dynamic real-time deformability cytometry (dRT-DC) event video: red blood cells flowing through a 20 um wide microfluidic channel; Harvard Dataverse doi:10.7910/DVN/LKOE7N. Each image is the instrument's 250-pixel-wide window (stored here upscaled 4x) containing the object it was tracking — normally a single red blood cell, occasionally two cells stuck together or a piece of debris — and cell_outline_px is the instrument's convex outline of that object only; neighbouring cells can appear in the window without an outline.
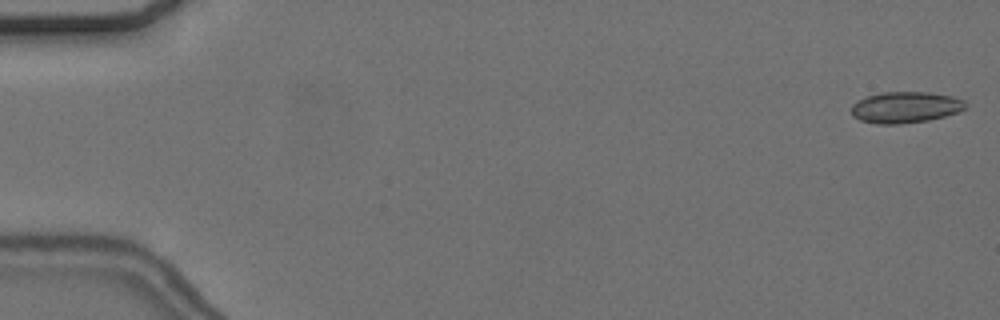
{"species": "common noctule bat (a hibernating species)", "species_latin": "Nyctalus noctula", "temperature_condition": "cold", "stored_images_in_passage": 56, "camera_frame_rate_fps": 3000, "um_per_image_px": 0.085, "animal": {"sex": "female", "body_mass_g": 24.6, "forearm_length_mm": 56.2}, "frame": {"image": 1, "passage_image": 1, "time_ms": 0.0, "image_size_px": [1000, 320], "cell_outline_px": [[968, 104], [960, 112], [928, 120], [900, 124], [876, 124], [860, 120], [852, 116], [852, 104], [856, 100], [868, 96], [884, 92], [928, 92], [952, 96], [964, 100]], "centroid_in_image_um": [76.96, 9.12], "position_along_channel_um": 8.0, "area_um2": 20.87}}
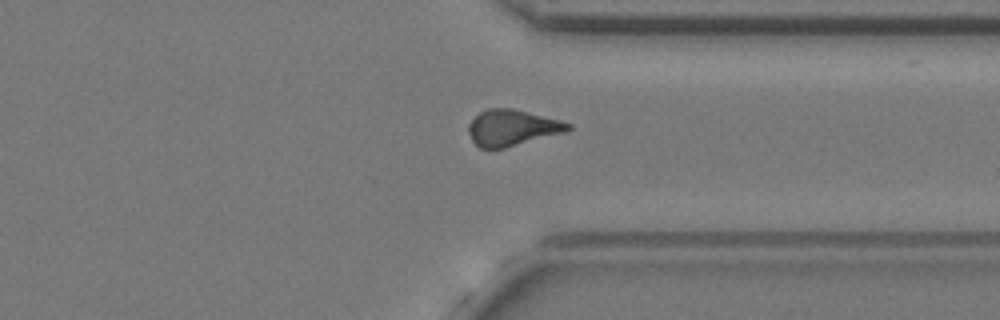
{"frame": {"image": 2, "passage_image": 43, "time_ms": 14.0, "image_size_px": [1000, 320], "cell_outline_px": [[572, 128], [564, 132], [504, 148], [480, 148], [472, 140], [468, 132], [468, 124], [480, 112], [488, 108], [512, 108], [560, 120], [572, 124]], "centroid_in_image_um": [43.52, 10.85], "position_along_channel_um": 367.9, "area_um2": 20.69}}
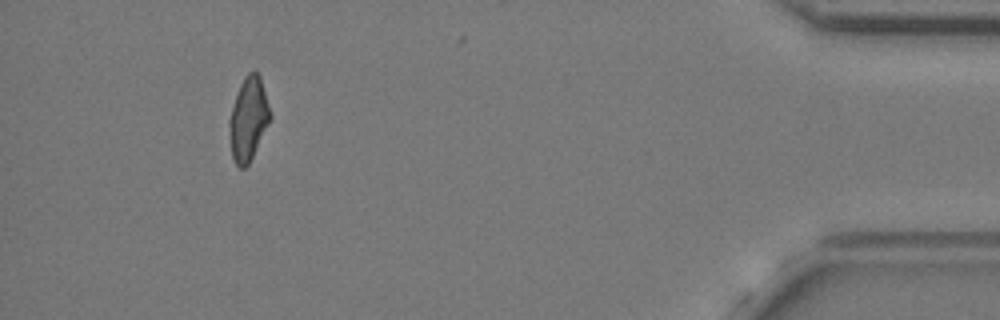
{"frame": {"image": 3, "passage_image": 52, "time_ms": 17.0, "image_size_px": [1000, 320], "cell_outline_px": [[272, 116], [248, 164], [244, 168], [240, 168], [236, 164], [232, 156], [228, 124], [228, 120], [240, 84], [244, 76], [248, 72], [256, 72], [260, 76], [272, 112]], "centroid_in_image_um": [21.11, 10.08], "position_along_channel_um": 414.1, "area_um2": 19.65}, "authors_computed_cell_mechanics": {"area_um2": 20.808, "velocity_mm_per_s": 3.6562, "shape_relaxation_time_tau1_ms": null, "shape_relaxation_time_tau2_ms": 5.914, "deformation_change_tau1": null, "deformation_change_tau2": 0.1373}}